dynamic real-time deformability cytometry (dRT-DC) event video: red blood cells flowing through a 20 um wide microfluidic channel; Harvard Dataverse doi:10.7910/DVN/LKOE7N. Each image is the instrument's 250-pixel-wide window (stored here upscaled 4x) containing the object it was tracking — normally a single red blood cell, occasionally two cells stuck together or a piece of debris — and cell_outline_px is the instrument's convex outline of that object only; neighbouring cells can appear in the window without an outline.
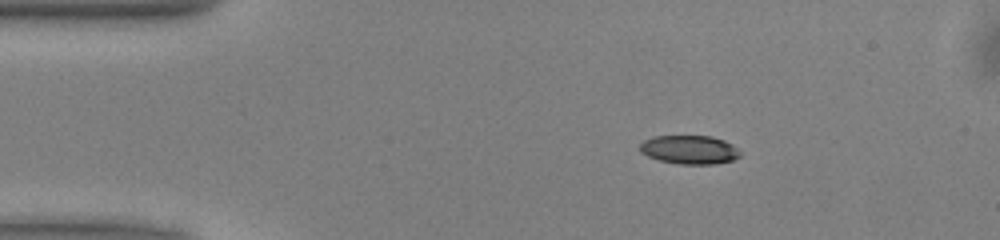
{"species": "common noctule bat (a hibernating species)", "species_latin": "Nyctalus noctula", "temperature_condition": "warm", "stored_images_in_passage": 46, "camera_frame_rate_fps": 3000, "um_per_image_px": 0.085, "animal": {"sex": "male", "body_mass_g": 13.0, "forearm_length_mm": 53.1}, "frame": {"image": 1, "passage_image": 4, "time_ms": 1.0, "image_size_px": [1000, 240], "cell_outline_px": [[740, 156], [732, 160], [716, 164], [676, 164], [660, 160], [648, 156], [640, 152], [640, 144], [644, 140], [652, 136], [712, 136], [724, 140], [732, 144], [740, 152]], "centroid_in_image_um": [58.6, 12.72], "position_along_channel_um": 26.4, "area_um2": 16.82}}
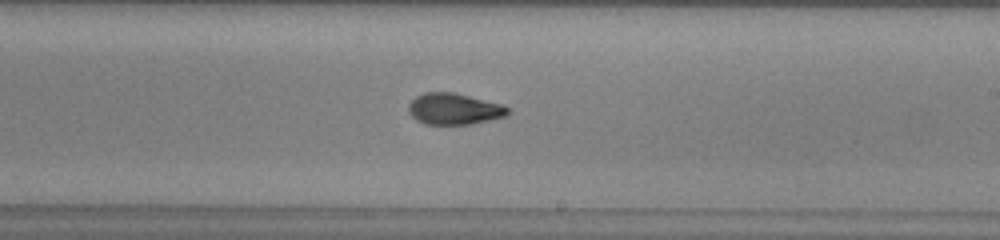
{"frame": {"image": 2, "passage_image": 25, "time_ms": 8.0, "image_size_px": [1000, 240], "cell_outline_px": [[512, 112], [504, 116], [472, 124], [424, 124], [416, 120], [408, 112], [408, 104], [416, 96], [424, 92], [452, 92], [500, 104], [508, 108]], "centroid_in_image_um": [38.55, 9.26], "position_along_channel_um": 250.4, "area_um2": 17.98}}
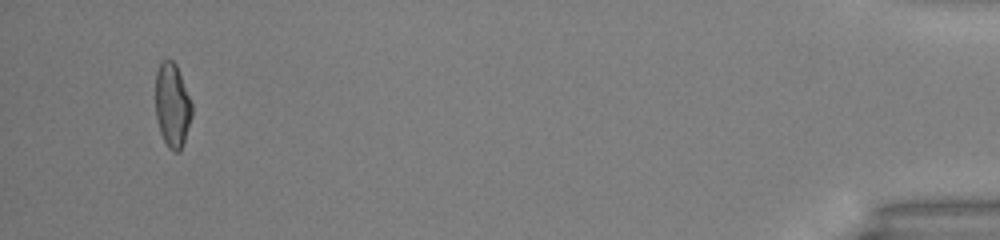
{"frame": {"image": 3, "passage_image": 44, "time_ms": 14.333, "image_size_px": [1000, 240], "cell_outline_px": [[192, 116], [180, 152], [172, 152], [168, 148], [160, 132], [156, 116], [156, 72], [160, 60], [172, 60], [176, 64], [192, 104]], "centroid_in_image_um": [14.64, 8.95], "position_along_channel_um": 420.6, "area_um2": 17.8}, "authors_computed_cell_mechanics": {"area_um2": 18.0914, "velocity_mm_per_s": 4.0456, "shape_relaxation_time_tau1_ms": 8.2085, "shape_relaxation_time_tau2_ms": 2.2436, "deformation_change_tau1": 0.2236, "deformation_change_tau2": 0.0865}}